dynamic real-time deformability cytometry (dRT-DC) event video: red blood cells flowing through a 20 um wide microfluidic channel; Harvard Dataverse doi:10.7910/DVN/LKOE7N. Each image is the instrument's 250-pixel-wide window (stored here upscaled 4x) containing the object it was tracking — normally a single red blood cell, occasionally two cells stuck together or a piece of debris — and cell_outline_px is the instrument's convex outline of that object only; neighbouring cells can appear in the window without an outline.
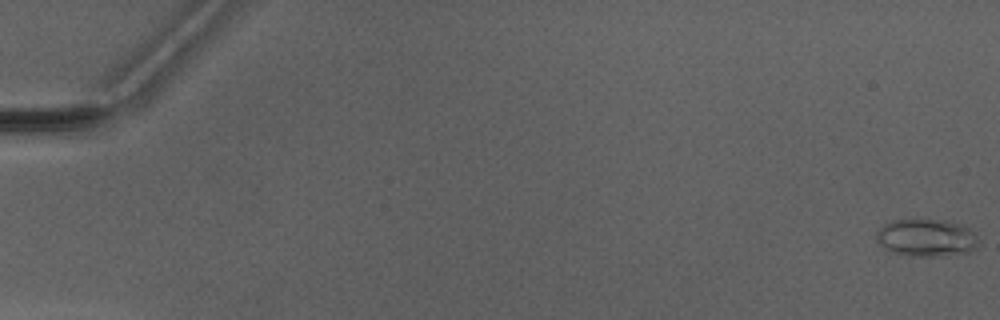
{"species": "Egyptian fruit bat (a non-hibernating species)", "species_latin": "Rousettus aegyptiacus", "temperature_condition": "warm", "stored_images_in_passage": 6, "camera_frame_rate_fps": 3000, "um_per_image_px": 0.085, "animal": {"sex": "male"}, "frame": {"image": 1, "passage_image": 1, "time_ms": 0.0, "image_size_px": [1000, 320], "cell_outline_px": [[976, 244], [968, 252], [944, 256], [908, 256], [884, 248], [876, 244], [876, 232], [884, 224], [892, 220], [948, 220], [960, 224], [976, 232]], "centroid_in_image_um": [78.7, 20.21], "position_along_channel_um": 6.3, "area_um2": 22.25}}